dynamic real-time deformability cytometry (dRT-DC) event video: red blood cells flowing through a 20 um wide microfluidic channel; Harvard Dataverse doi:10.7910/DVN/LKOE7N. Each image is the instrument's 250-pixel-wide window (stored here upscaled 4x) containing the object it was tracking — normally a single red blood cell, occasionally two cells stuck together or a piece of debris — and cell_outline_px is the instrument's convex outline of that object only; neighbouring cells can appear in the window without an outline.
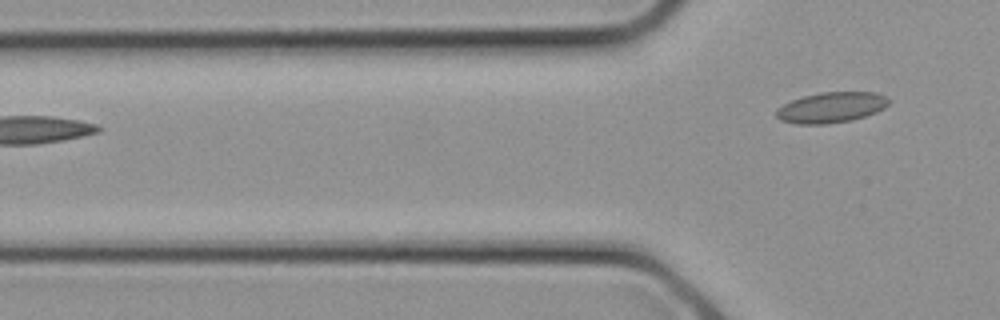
{"species": "common noctule bat (a hibernating species)", "species_latin": "Nyctalus noctula", "temperature_condition": "cold", "stored_images_in_passage": 6, "segment_of_instrument_passage": [2, 2], "camera_frame_rate_fps": 3000, "um_per_image_px": 0.085, "animal": {"sex": "female", "body_mass_g": 21.9}, "frame": {"image": 1, "passage_image": 6, "time_ms": 1.667, "image_size_px": [1000, 320], "cell_outline_px": [[892, 100], [884, 108], [876, 112], [852, 120], [824, 124], [796, 124], [780, 120], [776, 116], [776, 108], [792, 100], [804, 96], [820, 92], [876, 92]], "centroid_in_image_um": [70.65, 9.13], "position_along_channel_um": 55.1, "area_um2": 20.06}}